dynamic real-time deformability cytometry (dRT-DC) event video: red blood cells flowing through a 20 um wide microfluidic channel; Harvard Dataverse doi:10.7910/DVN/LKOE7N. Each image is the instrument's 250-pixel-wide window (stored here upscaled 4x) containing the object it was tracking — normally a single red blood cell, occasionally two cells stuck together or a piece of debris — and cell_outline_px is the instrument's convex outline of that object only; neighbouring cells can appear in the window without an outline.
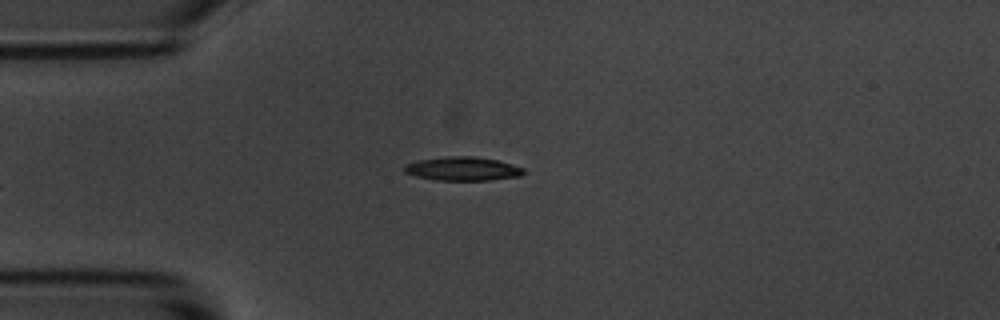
{"species": "common noctule bat (a hibernating species)", "species_latin": "Nyctalus noctula", "temperature_condition": "room temperature", "stored_images_in_passage": 1, "camera_frame_rate_fps": 3000, "um_per_image_px": 0.085, "animal": {"sex": "male", "body_mass_g": 20.1, "forearm_length_mm": 53.5}, "frame": {"image": 1, "passage_image": 1, "time_ms": 0.0, "image_size_px": [1000, 320], "cell_outline_px": [[528, 172], [520, 176], [488, 180], [436, 180], [416, 176], [404, 172], [404, 164], [416, 160], [444, 156], [476, 156], [496, 160], [512, 164], [524, 168]], "centroid_in_image_um": [39.33, 14.33], "position_along_channel_um": 45.7, "area_um2": 16.7}}